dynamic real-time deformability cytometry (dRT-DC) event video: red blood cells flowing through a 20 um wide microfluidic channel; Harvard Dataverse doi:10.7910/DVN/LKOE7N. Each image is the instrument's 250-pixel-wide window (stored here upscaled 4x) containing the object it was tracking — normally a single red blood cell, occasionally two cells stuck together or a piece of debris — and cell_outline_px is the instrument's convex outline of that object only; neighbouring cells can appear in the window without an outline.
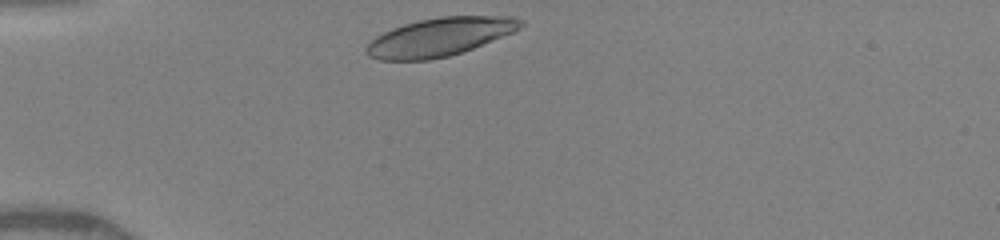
{"species": "human", "species_latin": "Homo sapiens", "temperature_condition": "warm", "stored_images_in_passage": 30, "camera_frame_rate_fps": 3000, "um_per_image_px": 0.085, "donor": {"sex": "female"}, "frame": {"image": 1, "passage_image": 1, "time_ms": 0.0, "image_size_px": [1000, 240], "cell_outline_px": [[524, 24], [520, 28], [512, 32], [472, 48], [448, 56], [428, 60], [380, 60], [368, 56], [364, 48], [376, 36], [392, 28], [404, 24], [420, 20], [440, 16], [512, 16], [524, 20]], "centroid_in_image_um": [37.36, 3.13], "position_along_channel_um": 47.6, "area_um2": 34.16}}
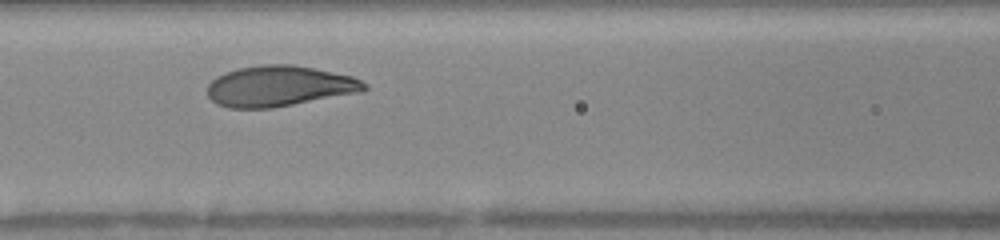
{"frame": {"image": 2, "passage_image": 10, "time_ms": 3.0, "image_size_px": [1000, 240], "cell_outline_px": [[368, 88], [364, 92], [272, 108], [228, 108], [216, 104], [208, 96], [208, 84], [216, 76], [224, 72], [236, 68], [260, 64], [292, 64], [352, 76], [368, 84]], "centroid_in_image_um": [23.74, 7.32], "position_along_channel_um": 142.9, "area_um2": 37.57}}
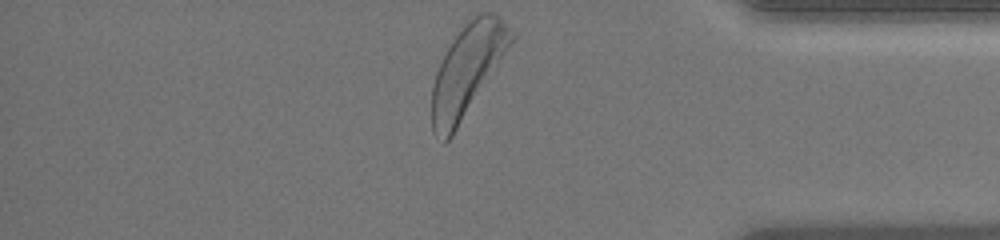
{"frame": {"image": 3, "passage_image": 30, "time_ms": 9.667, "image_size_px": [1000, 240], "cell_outline_px": [[516, 40], [452, 136], [444, 144], [432, 132], [432, 84], [436, 72], [452, 40], [464, 24], [468, 20], [480, 12], [492, 12], [500, 16], [516, 36]], "centroid_in_image_um": [39.76, 5.96], "position_along_channel_um": 395.4, "area_um2": 42.37}, "authors_computed_cell_mechanics": {"area_um2": 37.281, "velocity_mm_per_s": 4.0624, "shape_relaxation_time_tau1_ms": 1.7965, "shape_relaxation_time_tau2_ms": null, "deformation_change_tau1": 0.1339, "deformation_change_tau2": null}}